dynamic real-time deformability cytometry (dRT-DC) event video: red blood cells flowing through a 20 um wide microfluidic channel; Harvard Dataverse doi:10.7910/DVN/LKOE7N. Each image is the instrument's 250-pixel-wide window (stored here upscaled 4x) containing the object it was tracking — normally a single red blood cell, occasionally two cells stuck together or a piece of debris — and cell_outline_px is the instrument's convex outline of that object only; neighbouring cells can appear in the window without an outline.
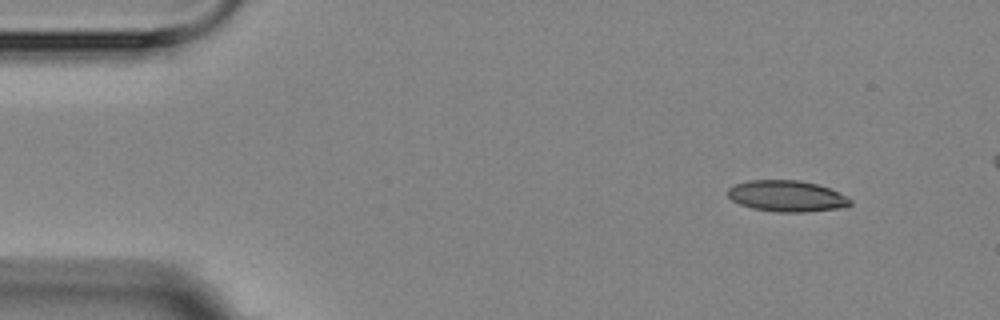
{"species": "Egyptian fruit bat (a non-hibernating species)", "species_latin": "Rousettus aegyptiacus", "temperature_condition": "room temperature", "stored_images_in_passage": 4, "segment_of_instrument_passage": [2, 2], "camera_frame_rate_fps": 3000, "um_per_image_px": 0.085, "animal": {"sex": "female"}, "frame": {"image": 1, "passage_image": 4, "time_ms": 4.333, "image_size_px": [1000, 320], "cell_outline_px": [[852, 204], [844, 208], [804, 212], [776, 212], [752, 208], [740, 204], [732, 200], [728, 196], [728, 188], [736, 184], [748, 180], [800, 180], [816, 184], [828, 188], [848, 196], [852, 200]], "centroid_in_image_um": [66.91, 16.67], "position_along_channel_um": 18.1, "area_um2": 22.37}}